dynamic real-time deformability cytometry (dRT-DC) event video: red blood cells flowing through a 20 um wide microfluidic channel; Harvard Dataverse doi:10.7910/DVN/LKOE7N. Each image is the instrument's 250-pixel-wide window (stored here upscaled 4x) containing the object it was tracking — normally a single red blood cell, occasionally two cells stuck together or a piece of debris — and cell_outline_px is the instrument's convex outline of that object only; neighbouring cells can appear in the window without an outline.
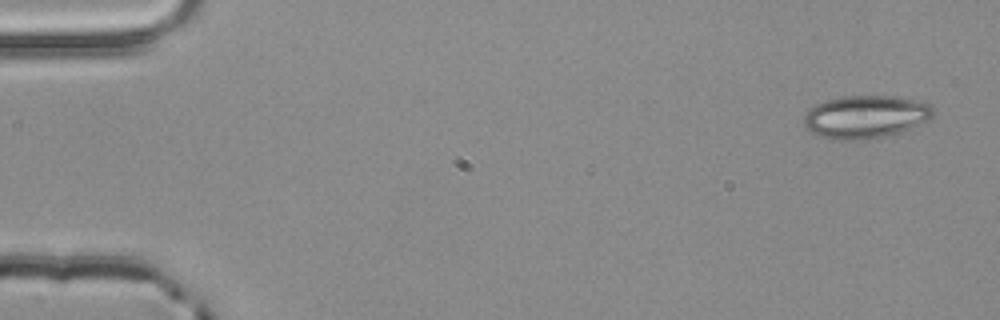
{"species": "common noctule bat (a hibernating species)", "species_latin": "Nyctalus noctula", "temperature_condition": "room temperature", "stored_images_in_passage": 3, "camera_frame_rate_fps": 3000, "um_per_image_px": 0.085, "animal": {"sex": "male", "body_mass_g": 20.4}, "frame": {"image": 1, "passage_image": 1, "time_ms": 0.0, "image_size_px": [1000, 320], "cell_outline_px": [[936, 112], [928, 120], [912, 128], [900, 132], [884, 136], [864, 140], [832, 140], [820, 136], [804, 128], [804, 116], [808, 108], [824, 100], [844, 96], [892, 96], [932, 104], [936, 108]], "centroid_in_image_um": [73.56, 9.93], "position_along_channel_um": 11.4, "area_um2": 32.66}}
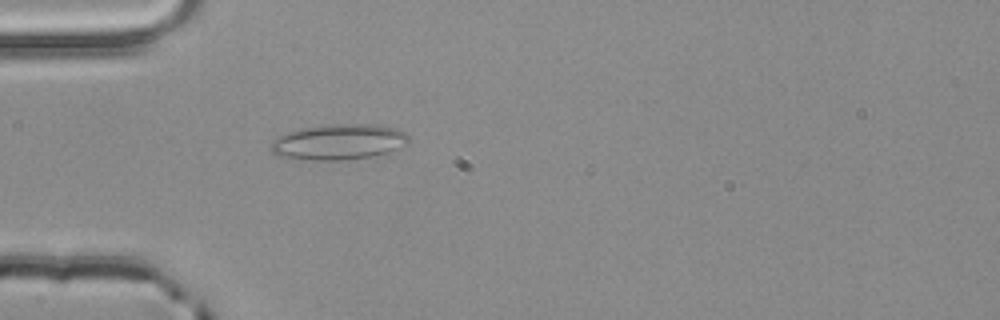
{"frame": {"image": 2, "passage_image": 3, "time_ms": 0.667, "image_size_px": [1000, 320], "cell_outline_px": [[408, 144], [388, 152], [372, 156], [340, 160], [312, 160], [276, 156], [272, 152], [268, 144], [272, 140], [288, 132], [300, 128], [332, 124], [372, 124], [396, 128], [404, 132], [408, 136]], "centroid_in_image_um": [28.76, 12.06], "position_along_channel_um": 56.2, "area_um2": 28.61}}